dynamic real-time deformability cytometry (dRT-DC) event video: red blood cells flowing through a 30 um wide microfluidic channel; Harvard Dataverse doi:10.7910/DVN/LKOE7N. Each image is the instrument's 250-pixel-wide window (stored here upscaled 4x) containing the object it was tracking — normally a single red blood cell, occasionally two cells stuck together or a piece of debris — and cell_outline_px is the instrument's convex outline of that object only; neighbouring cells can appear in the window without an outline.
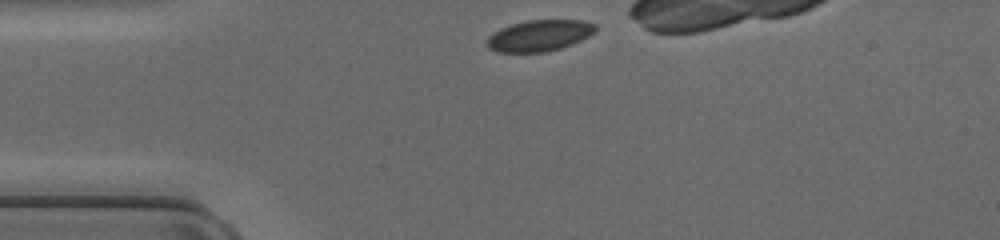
{"species": "common noctule bat (a hibernating species)", "species_latin": "Nyctalus noctula", "temperature_condition": "cold", "stored_images_in_passage": 13, "camera_frame_rate_fps": 3000, "um_per_image_px": 0.085, "animal": {"sex": "female", "body_mass_g": 17.0, "forearm_length_mm": 48.0}, "frame": {"image": 1, "passage_image": 1, "time_ms": 0.0, "image_size_px": [1000, 240], "cell_outline_px": [[596, 32], [572, 44], [560, 48], [544, 52], [496, 52], [488, 48], [484, 44], [484, 40], [492, 32], [500, 28], [512, 24], [528, 20], [584, 20], [596, 24]], "centroid_in_image_um": [45.79, 3.02], "position_along_channel_um": 39.2, "area_um2": 20.0}}
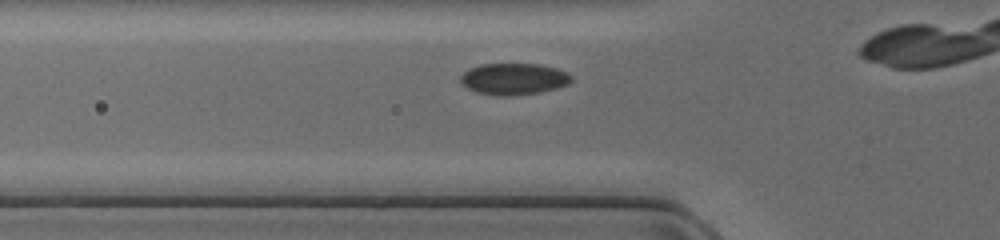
{"frame": {"image": 2, "passage_image": 6, "time_ms": 1.667, "image_size_px": [1000, 240], "cell_outline_px": [[572, 80], [568, 84], [556, 88], [540, 92], [512, 96], [500, 96], [476, 92], [468, 88], [460, 80], [460, 76], [468, 68], [480, 64], [540, 64], [556, 68], [568, 72], [572, 76]], "centroid_in_image_um": [43.68, 6.7], "position_along_channel_um": 82.1, "area_um2": 20.46}}
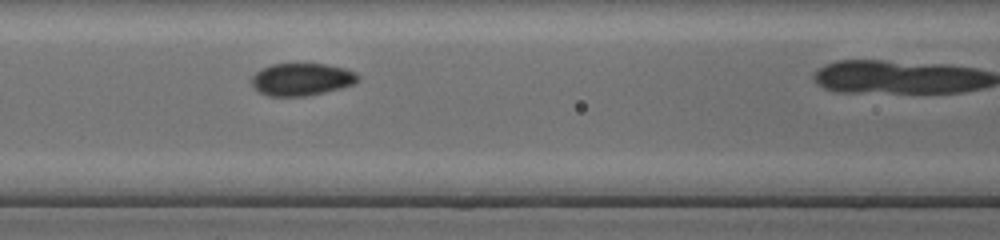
{"frame": {"image": 3, "passage_image": 10, "time_ms": 3.0, "image_size_px": [1000, 240], "cell_outline_px": [[360, 80], [356, 84], [324, 92], [304, 96], [268, 96], [260, 92], [252, 84], [252, 76], [256, 72], [272, 64], [328, 64], [344, 68], [356, 72], [360, 76]], "centroid_in_image_um": [25.7, 6.74], "position_along_channel_um": 140.9, "area_um2": 20.06}}